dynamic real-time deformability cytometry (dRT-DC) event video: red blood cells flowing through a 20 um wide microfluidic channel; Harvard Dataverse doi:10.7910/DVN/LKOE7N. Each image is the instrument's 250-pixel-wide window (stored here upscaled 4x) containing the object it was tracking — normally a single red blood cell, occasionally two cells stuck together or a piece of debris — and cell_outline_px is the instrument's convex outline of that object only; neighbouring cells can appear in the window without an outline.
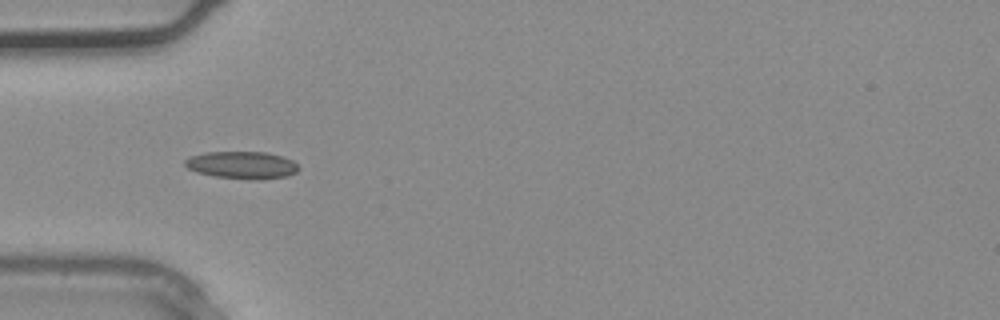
{"species": "common noctule bat (a hibernating species)", "species_latin": "Nyctalus noctula", "temperature_condition": "warm", "stored_images_in_passage": 4, "camera_frame_rate_fps": 3000, "um_per_image_px": 0.085, "animal": {"sex": "male", "body_mass_g": 20.4}, "frame": {"image": 1, "passage_image": 4, "time_ms": 1.0, "image_size_px": [1000, 320], "cell_outline_px": [[300, 168], [296, 172], [288, 176], [216, 176], [196, 172], [188, 168], [184, 164], [184, 160], [192, 156], [204, 152], [264, 152], [280, 156], [292, 160]], "centroid_in_image_um": [20.51, 13.97], "position_along_channel_um": 64.5, "area_um2": 16.94}}